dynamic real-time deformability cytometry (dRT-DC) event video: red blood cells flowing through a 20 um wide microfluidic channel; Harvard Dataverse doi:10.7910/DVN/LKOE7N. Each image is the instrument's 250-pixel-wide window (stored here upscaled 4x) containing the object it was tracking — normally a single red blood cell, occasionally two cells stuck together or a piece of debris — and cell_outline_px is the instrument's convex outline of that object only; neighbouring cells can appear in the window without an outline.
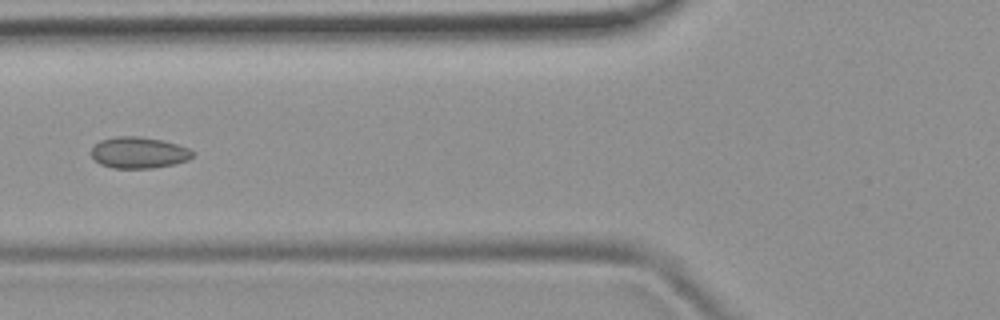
{"species": "common noctule bat (a hibernating species)", "species_latin": "Nyctalus noctula", "temperature_condition": "room temperature", "stored_images_in_passage": 3, "camera_frame_rate_fps": 3000, "um_per_image_px": 0.085, "animal": {"sex": "female", "body_mass_g": 19.9}, "frame": {"image": 1, "passage_image": 3, "time_ms": 2.333, "image_size_px": [1000, 320], "cell_outline_px": [[196, 152], [188, 160], [172, 164], [152, 168], [112, 168], [100, 164], [92, 156], [92, 148], [100, 140], [116, 136], [140, 136], [164, 140], [188, 148]], "centroid_in_image_um": [11.8, 12.96], "position_along_channel_um": 114.0, "area_um2": 18.5}}